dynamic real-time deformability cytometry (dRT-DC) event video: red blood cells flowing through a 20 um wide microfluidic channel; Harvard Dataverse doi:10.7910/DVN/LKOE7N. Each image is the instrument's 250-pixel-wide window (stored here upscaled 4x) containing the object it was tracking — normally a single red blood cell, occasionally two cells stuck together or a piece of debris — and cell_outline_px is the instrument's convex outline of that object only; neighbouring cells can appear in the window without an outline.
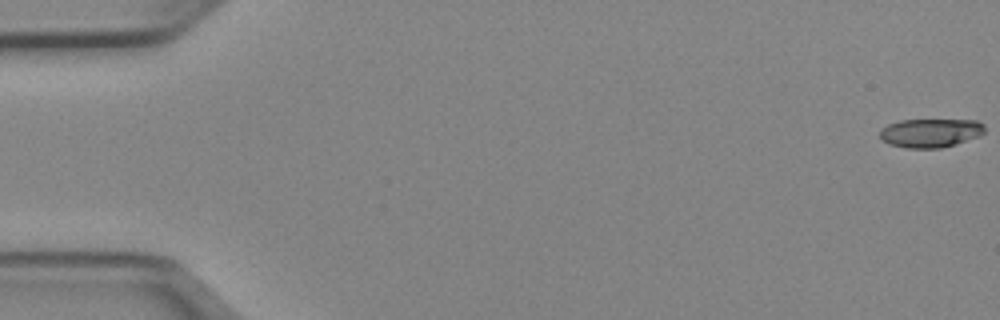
{"species": "Egyptian fruit bat (a non-hibernating species)", "species_latin": "Rousettus aegyptiacus", "temperature_condition": "cold", "stored_images_in_passage": 52, "camera_frame_rate_fps": 3000, "um_per_image_px": 0.085, "animal": {"sex": "female"}, "frame": {"image": 1, "passage_image": 1, "time_ms": 0.0, "image_size_px": [1000, 320], "cell_outline_px": [[984, 132], [980, 136], [940, 148], [908, 148], [892, 144], [880, 140], [880, 128], [888, 124], [900, 120], [976, 120], [984, 124]], "centroid_in_image_um": [79.07, 11.29], "position_along_channel_um": 5.9, "area_um2": 17.51}}
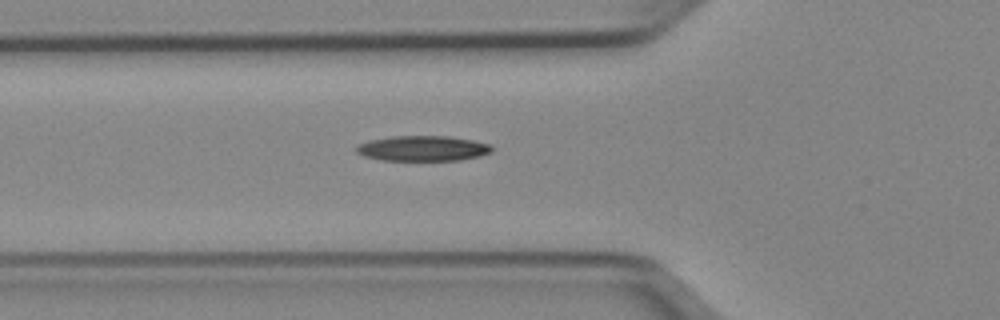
{"frame": {"image": 2, "passage_image": 19, "time_ms": 6.0, "image_size_px": [1000, 320], "cell_outline_px": [[492, 152], [480, 156], [460, 160], [380, 160], [364, 156], [356, 152], [356, 144], [368, 140], [392, 136], [448, 136], [472, 140], [492, 144]], "centroid_in_image_um": [35.92, 12.61], "position_along_channel_um": 89.9, "area_um2": 20.11}}
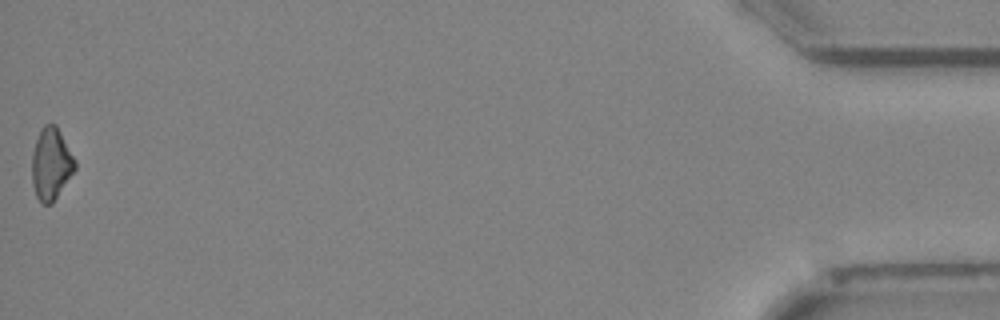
{"frame": {"image": 3, "passage_image": 52, "time_ms": 17.0, "image_size_px": [1000, 320], "cell_outline_px": [[76, 168], [52, 204], [40, 204], [36, 196], [32, 184], [32, 152], [40, 128], [44, 124], [56, 124], [76, 160]], "centroid_in_image_um": [4.33, 13.93], "position_along_channel_um": 430.9, "area_um2": 18.21}, "authors_computed_cell_mechanics": {"area_um2": 18.6694, "velocity_mm_per_s": 3.9781, "shape_relaxation_time_tau1_ms": 5.1222, "shape_relaxation_time_tau2_ms": null, "deformation_change_tau1": 0.127, "deformation_change_tau2": null}}